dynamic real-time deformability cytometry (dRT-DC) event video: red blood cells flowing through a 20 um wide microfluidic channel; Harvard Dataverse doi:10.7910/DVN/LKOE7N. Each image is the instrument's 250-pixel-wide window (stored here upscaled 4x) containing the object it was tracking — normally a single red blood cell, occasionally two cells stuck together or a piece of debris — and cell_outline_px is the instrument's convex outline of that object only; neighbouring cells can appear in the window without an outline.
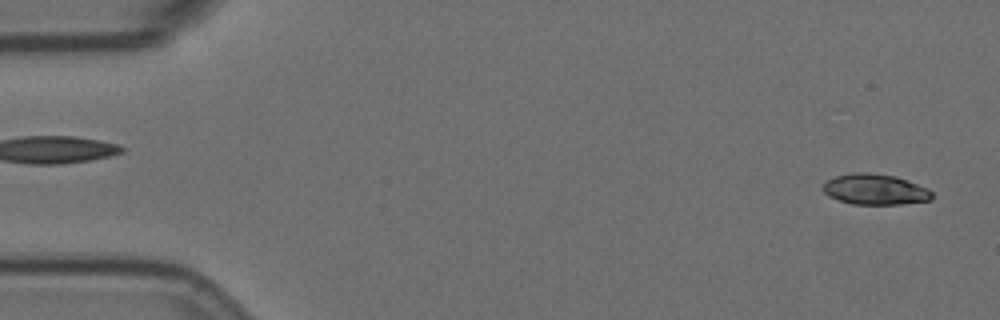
{"species": "Egyptian fruit bat (a non-hibernating species)", "species_latin": "Rousettus aegyptiacus", "temperature_condition": "room temperature", "stored_images_in_passage": 5, "segment_of_instrument_passage": [2, 2], "camera_frame_rate_fps": 3000, "um_per_image_px": 0.085, "animal": {"sex": "female"}, "frame": {"image": 1, "passage_image": 5, "time_ms": 1.333, "image_size_px": [1000, 320], "cell_outline_px": [[932, 200], [900, 204], [852, 204], [828, 196], [824, 192], [824, 184], [828, 180], [836, 176], [856, 172], [868, 172], [896, 176], [928, 188], [932, 192]], "centroid_in_image_um": [74.41, 16.1], "position_along_channel_um": 10.6, "area_um2": 19.36}}